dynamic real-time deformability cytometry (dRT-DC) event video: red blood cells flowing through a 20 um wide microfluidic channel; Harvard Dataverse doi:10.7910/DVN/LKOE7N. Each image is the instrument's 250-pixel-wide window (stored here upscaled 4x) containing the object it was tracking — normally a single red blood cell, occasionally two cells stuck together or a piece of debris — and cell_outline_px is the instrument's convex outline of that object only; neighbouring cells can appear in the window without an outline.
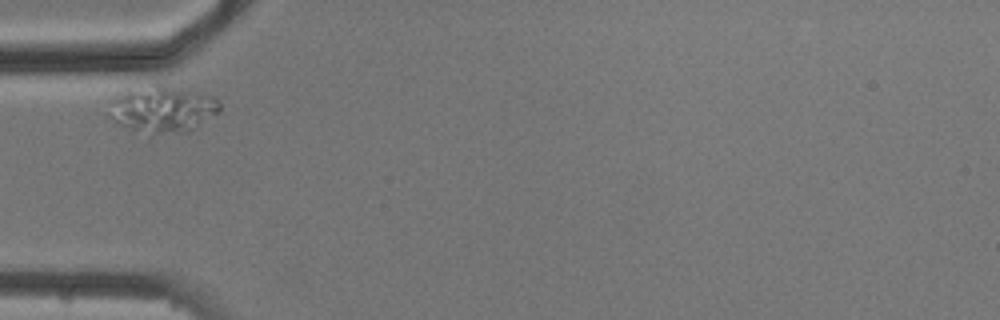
{"species": "common noctule bat (a hibernating species)", "species_latin": "Nyctalus noctula", "temperature_condition": "cold", "stored_images_in_passage": 4, "camera_frame_rate_fps": 3000, "um_per_image_px": 0.085, "animal": {"sex": "male", "body_mass_g": 20.5, "forearm_length_mm": 52.5}, "frame": {"image": 1, "passage_image": 1, "time_ms": 0.0, "image_size_px": [1000, 320], "cell_outline_px": [[220, 112], [196, 128], [188, 132], [156, 132], [132, 128], [116, 124], [108, 100], [112, 96], [124, 88], [156, 84], [164, 84], [216, 100], [220, 104]], "centroid_in_image_um": [13.75, 9.24], "position_along_channel_um": 71.3, "area_um2": 29.36}}
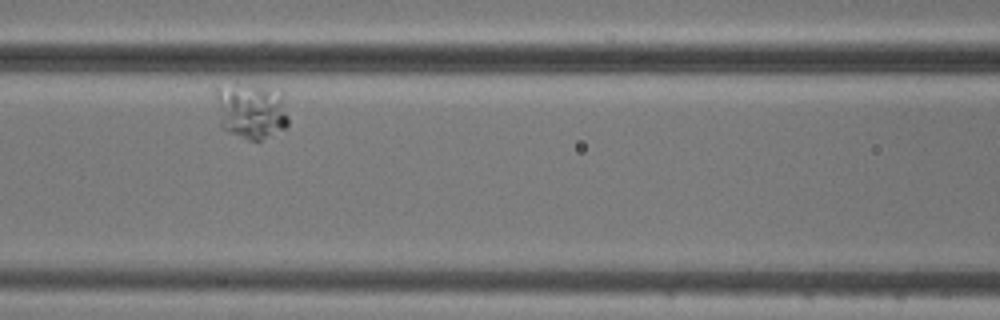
{"frame": {"image": 2, "passage_image": 3, "time_ms": 2.333, "image_size_px": [1000, 320], "cell_outline_px": [[288, 124], [284, 128], [260, 140], [248, 140], [228, 132], [220, 128], [212, 84], [256, 84], [284, 92], [288, 116]], "centroid_in_image_um": [21.28, 9.36], "position_along_channel_um": 145.3, "area_um2": 24.8}}
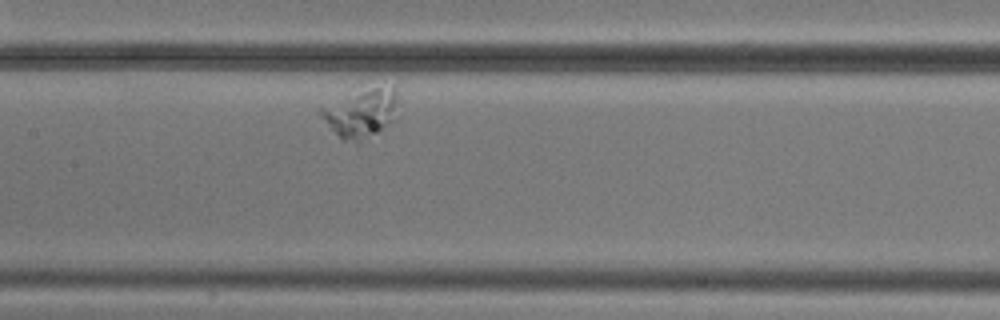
{"frame": {"image": 3, "passage_image": 4, "time_ms": 3.333, "image_size_px": [1000, 320], "cell_outline_px": [[396, 100], [392, 120], [376, 132], [356, 144], [344, 140], [320, 116], [320, 108], [372, 88], [396, 84]], "centroid_in_image_um": [30.72, 9.63], "position_along_channel_um": 176.7, "area_um2": 20.46}}